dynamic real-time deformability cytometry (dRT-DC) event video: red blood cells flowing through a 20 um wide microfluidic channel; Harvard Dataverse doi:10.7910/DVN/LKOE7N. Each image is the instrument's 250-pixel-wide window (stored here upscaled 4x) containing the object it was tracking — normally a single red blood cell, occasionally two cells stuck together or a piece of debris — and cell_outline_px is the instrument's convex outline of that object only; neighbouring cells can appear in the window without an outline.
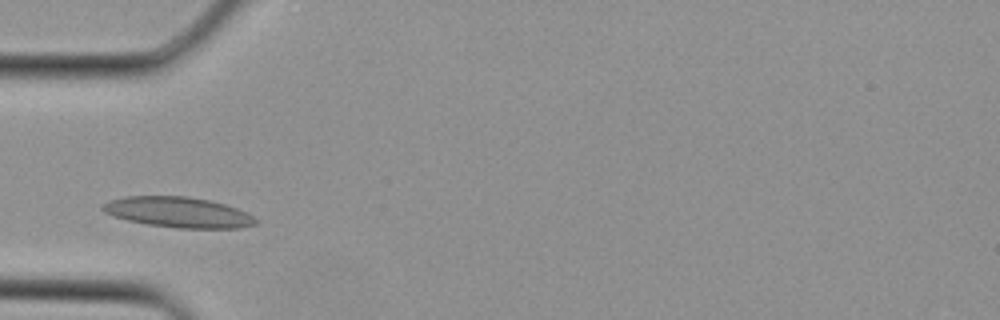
{"species": "Egyptian fruit bat (a non-hibernating species)", "species_latin": "Rousettus aegyptiacus", "temperature_condition": "cold", "stored_images_in_passage": 2, "camera_frame_rate_fps": 3000, "um_per_image_px": 0.085, "animal": {"sex": "female"}, "frame": {"image": 1, "passage_image": 2, "time_ms": 0.333, "image_size_px": [1000, 320], "cell_outline_px": [[260, 220], [256, 224], [240, 228], [180, 228], [148, 224], [128, 220], [112, 216], [104, 212], [100, 208], [100, 204], [108, 200], [124, 196], [188, 196], [208, 200], [224, 204], [236, 208]], "centroid_in_image_um": [15.1, 18.03], "position_along_channel_um": 69.9, "area_um2": 27.22}}